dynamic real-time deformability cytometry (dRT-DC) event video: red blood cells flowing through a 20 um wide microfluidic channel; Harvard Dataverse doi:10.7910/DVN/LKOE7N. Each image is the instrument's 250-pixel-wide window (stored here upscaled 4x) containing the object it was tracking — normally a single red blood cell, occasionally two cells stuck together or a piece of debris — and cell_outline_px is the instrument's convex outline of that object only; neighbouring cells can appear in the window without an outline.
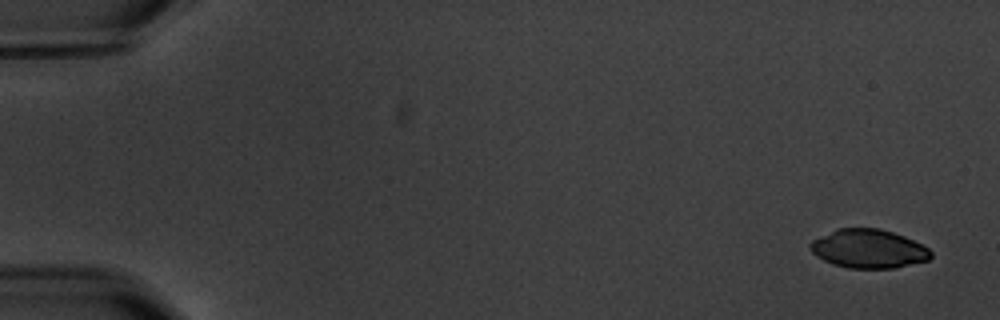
{"species": "common noctule bat (a hibernating species)", "species_latin": "Nyctalus noctula", "temperature_condition": "warm", "stored_images_in_passage": 8, "camera_frame_rate_fps": 3000, "um_per_image_px": 0.085, "animal": {"sex": "male", "body_mass_g": 20.1, "forearm_length_mm": 53.5}, "frame": {"image": 1, "passage_image": 1, "time_ms": 0.0, "image_size_px": [1000, 320], "cell_outline_px": [[932, 256], [928, 260], [892, 268], [848, 268], [832, 264], [816, 256], [808, 248], [808, 244], [812, 240], [836, 228], [880, 228], [904, 236], [928, 248], [932, 252]], "centroid_in_image_um": [73.78, 21.14], "position_along_channel_um": 11.2, "area_um2": 27.22}}